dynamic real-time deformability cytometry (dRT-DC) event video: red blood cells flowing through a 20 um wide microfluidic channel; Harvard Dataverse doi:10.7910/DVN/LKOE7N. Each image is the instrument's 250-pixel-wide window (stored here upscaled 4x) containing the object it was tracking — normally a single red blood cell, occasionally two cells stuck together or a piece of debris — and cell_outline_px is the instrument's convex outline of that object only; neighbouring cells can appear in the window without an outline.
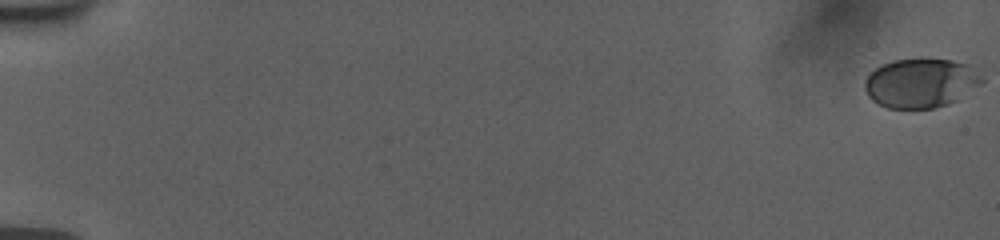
{"species": "human", "species_latin": "Homo sapiens", "temperature_condition": "room temperature", "stored_images_in_passage": 57, "camera_frame_rate_fps": 3000, "um_per_image_px": 0.085, "donor": {"sex": "female"}, "frame": {"image": 1, "passage_image": 1, "time_ms": 0.0, "image_size_px": [1000, 240], "cell_outline_px": [[984, 80], [980, 84], [956, 100], [948, 104], [936, 108], [888, 108], [876, 104], [868, 96], [864, 88], [864, 80], [876, 68], [884, 64], [896, 60], [952, 60], [968, 64]], "centroid_in_image_um": [78.23, 7.08], "position_along_channel_um": 6.8, "area_um2": 33.12}}
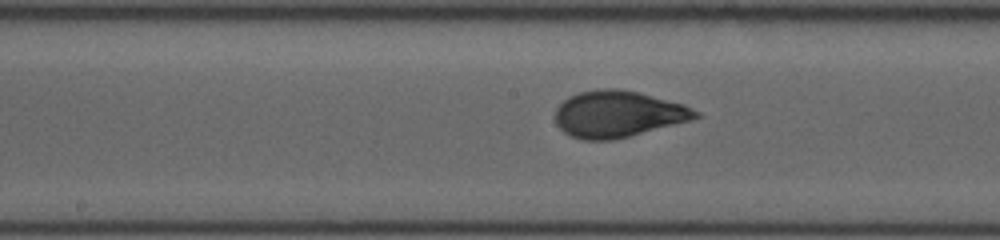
{"frame": {"image": 2, "passage_image": 32, "time_ms": 10.333, "image_size_px": [1000, 240], "cell_outline_px": [[700, 116], [692, 120], [612, 140], [584, 140], [572, 136], [564, 132], [556, 124], [556, 108], [568, 96], [580, 92], [600, 88], [616, 88], [640, 92], [684, 104], [700, 112]], "centroid_in_image_um": [52.54, 9.68], "position_along_channel_um": 195.7, "area_um2": 37.97}}
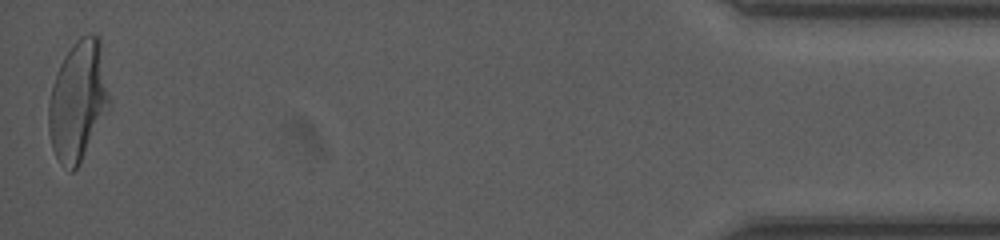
{"frame": {"image": 3, "passage_image": 57, "time_ms": 18.667, "image_size_px": [1000, 240], "cell_outline_px": [[108, 108], [80, 164], [72, 172], [68, 172], [60, 164], [52, 148], [48, 132], [48, 104], [52, 84], [56, 72], [64, 56], [72, 44], [80, 36], [88, 32], [100, 36], [108, 96]], "centroid_in_image_um": [6.59, 8.57], "position_along_channel_um": 428.6, "area_um2": 42.37}, "authors_computed_cell_mechanics": {"area_um2": 36.8764, "velocity_mm_per_s": 3.7469, "shape_relaxation_time_tau1_ms": 4.1569, "shape_relaxation_time_tau2_ms": null, "deformation_change_tau1": 0.1863, "deformation_change_tau2": null}}